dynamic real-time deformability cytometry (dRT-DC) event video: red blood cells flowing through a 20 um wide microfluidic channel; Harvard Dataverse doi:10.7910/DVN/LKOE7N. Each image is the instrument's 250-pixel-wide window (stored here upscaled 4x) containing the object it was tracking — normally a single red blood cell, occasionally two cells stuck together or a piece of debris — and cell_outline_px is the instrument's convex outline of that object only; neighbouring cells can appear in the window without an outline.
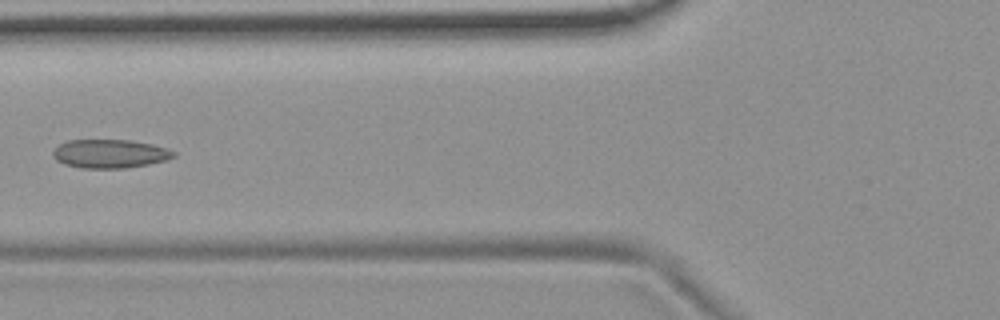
{"species": "common noctule bat (a hibernating species)", "species_latin": "Nyctalus noctula", "temperature_condition": "room temperature", "stored_images_in_passage": 5, "camera_frame_rate_fps": 3000, "um_per_image_px": 0.085, "animal": {"sex": "female", "body_mass_g": 19.9}, "frame": {"image": 1, "passage_image": 4, "time_ms": 3.667, "image_size_px": [1000, 320], "cell_outline_px": [[176, 156], [168, 160], [148, 164], [124, 168], [80, 168], [64, 164], [56, 160], [52, 156], [52, 152], [60, 144], [68, 140], [128, 140], [152, 144], [168, 148], [176, 152]], "centroid_in_image_um": [9.36, 13.07], "position_along_channel_um": 116.4, "area_um2": 20.23}}
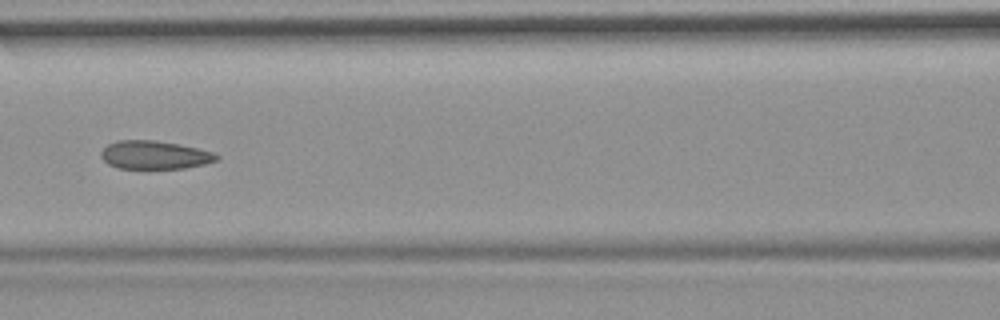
{"frame": {"image": 2, "passage_image": 5, "time_ms": 4.667, "image_size_px": [1000, 320], "cell_outline_px": [[220, 156], [216, 160], [204, 164], [184, 168], [116, 168], [108, 164], [100, 156], [100, 152], [108, 144], [116, 140], [156, 140], [216, 152]], "centroid_in_image_um": [13.12, 13.17], "position_along_channel_um": 153.5, "area_um2": 19.02}}